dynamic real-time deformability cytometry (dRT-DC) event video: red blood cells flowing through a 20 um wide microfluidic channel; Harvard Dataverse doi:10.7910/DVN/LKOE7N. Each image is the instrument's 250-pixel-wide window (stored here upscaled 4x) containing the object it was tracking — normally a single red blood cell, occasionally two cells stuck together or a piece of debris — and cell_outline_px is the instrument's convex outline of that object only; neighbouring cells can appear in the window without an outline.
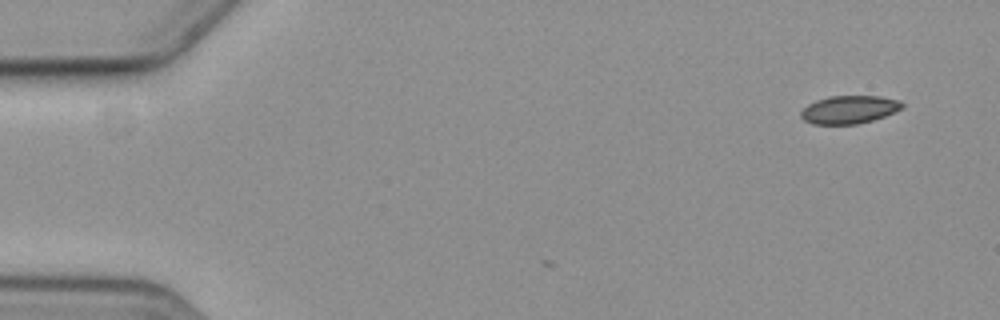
{"species": "common noctule bat (a hibernating species)", "species_latin": "Nyctalus noctula", "temperature_condition": "cold", "stored_images_in_passage": 2, "camera_frame_rate_fps": 3000, "um_per_image_px": 0.085, "animal": {"sex": "female", "body_mass_g": 19.3, "forearm_length_mm": 54.1}, "frame": {"image": 1, "passage_image": 2, "time_ms": 1.333, "image_size_px": [1000, 320], "cell_outline_px": [[904, 108], [884, 116], [872, 120], [856, 124], [812, 124], [804, 120], [800, 116], [800, 112], [808, 104], [816, 100], [828, 96], [880, 96], [900, 100], [904, 104]], "centroid_in_image_um": [72.19, 9.31], "position_along_channel_um": 12.8, "area_um2": 16.59}}